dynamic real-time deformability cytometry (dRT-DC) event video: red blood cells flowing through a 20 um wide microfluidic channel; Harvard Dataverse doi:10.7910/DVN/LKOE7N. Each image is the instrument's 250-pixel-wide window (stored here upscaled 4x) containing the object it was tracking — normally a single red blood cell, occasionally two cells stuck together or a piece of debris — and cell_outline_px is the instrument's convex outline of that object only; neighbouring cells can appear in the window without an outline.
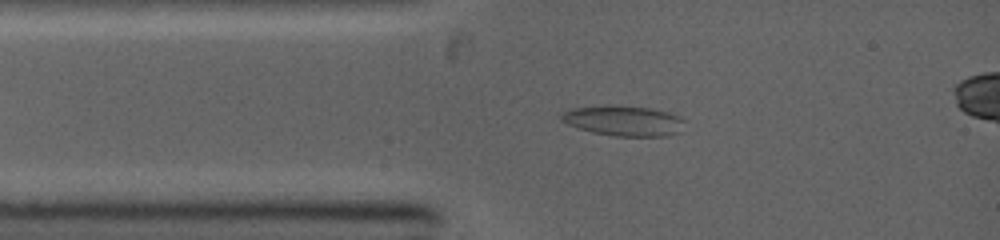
{"species": "common noctule bat (a hibernating species)", "species_latin": "Nyctalus noctula", "temperature_condition": "warm", "stored_images_in_passage": 5, "camera_frame_rate_fps": 5000, "um_per_image_px": 0.085, "animal": {"sex": "female", "body_mass_g": 19.0, "forearm_length_mm": 53.3}, "frame": {"image": 1, "passage_image": 2, "time_ms": 1.0, "image_size_px": [1000, 240], "cell_outline_px": [[684, 120], [680, 132], [668, 136], [616, 136], [592, 132], [568, 124], [560, 120], [560, 116], [564, 112], [572, 108], [652, 108], [668, 112]], "centroid_in_image_um": [53.06, 10.32], "position_along_channel_um": 31.9, "area_um2": 20.63}}
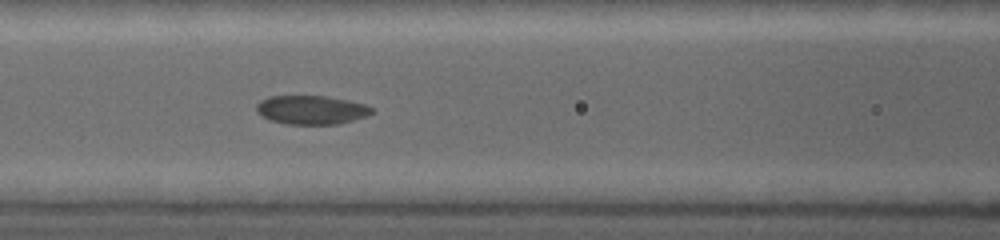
{"frame": {"image": 2, "passage_image": 5, "time_ms": 3.6, "image_size_px": [1000, 240], "cell_outline_px": [[376, 112], [368, 116], [340, 124], [284, 124], [268, 120], [256, 112], [256, 104], [260, 100], [268, 96], [328, 96], [348, 100], [364, 104], [372, 108]], "centroid_in_image_um": [26.46, 9.34], "position_along_channel_um": 140.1, "area_um2": 19.71}}